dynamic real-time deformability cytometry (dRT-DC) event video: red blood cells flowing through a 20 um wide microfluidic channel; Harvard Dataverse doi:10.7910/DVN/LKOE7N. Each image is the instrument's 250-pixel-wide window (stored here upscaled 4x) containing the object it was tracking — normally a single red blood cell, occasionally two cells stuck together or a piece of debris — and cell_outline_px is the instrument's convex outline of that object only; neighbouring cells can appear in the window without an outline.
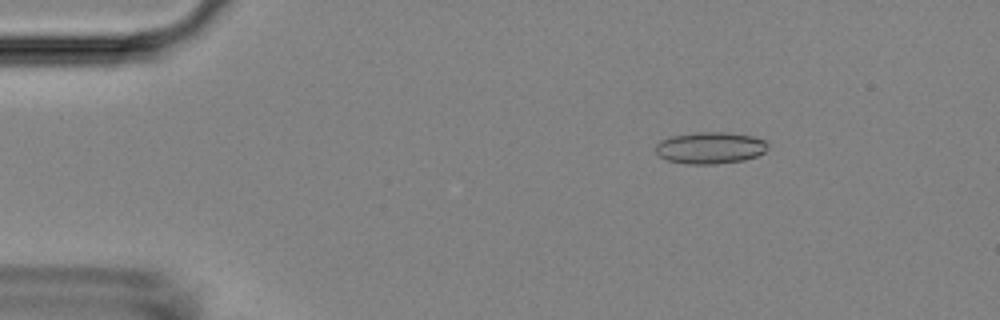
{"species": "Egyptian fruit bat (a non-hibernating species)", "species_latin": "Rousettus aegyptiacus", "temperature_condition": "room temperature", "stored_images_in_passage": 48, "camera_frame_rate_fps": 3000, "um_per_image_px": 0.085, "animal": {"sex": "female"}, "frame": {"image": 1, "passage_image": 3, "time_ms": 0.667, "image_size_px": [1000, 320], "cell_outline_px": [[768, 148], [764, 152], [756, 156], [744, 160], [716, 164], [688, 164], [668, 160], [660, 156], [656, 152], [656, 144], [660, 140], [668, 136], [696, 132], [728, 132], [752, 136], [764, 140], [768, 144]], "centroid_in_image_um": [60.36, 12.56], "position_along_channel_um": 24.6, "area_um2": 20.87}}
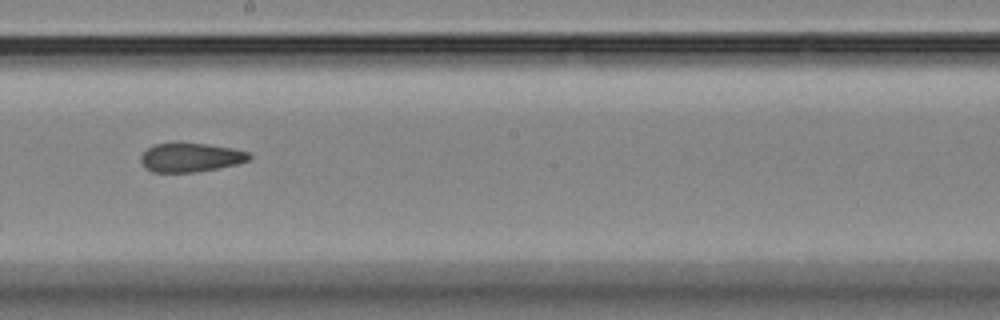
{"frame": {"image": 2, "passage_image": 25, "time_ms": 8.0, "image_size_px": [1000, 320], "cell_outline_px": [[252, 156], [248, 160], [236, 164], [196, 172], [152, 172], [144, 168], [140, 160], [140, 156], [148, 148], [156, 144], [208, 144], [232, 148], [248, 152]], "centroid_in_image_um": [16.18, 13.4], "position_along_channel_um": 232.0, "area_um2": 17.98}}
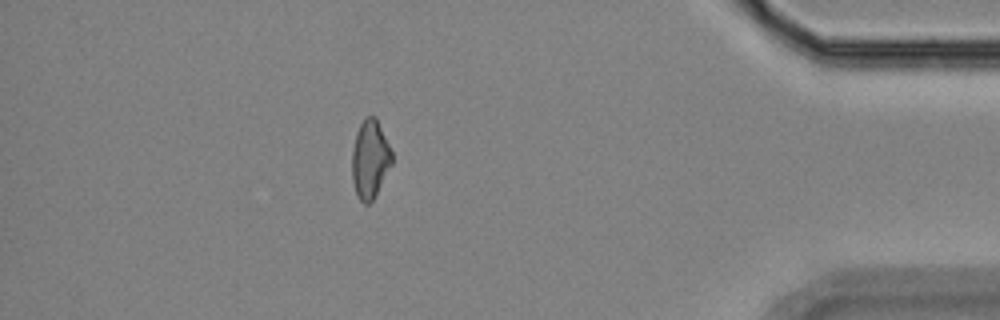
{"frame": {"image": 3, "passage_image": 42, "time_ms": 13.667, "image_size_px": [1000, 320], "cell_outline_px": [[392, 164], [372, 200], [368, 204], [364, 204], [356, 196], [352, 180], [352, 152], [356, 132], [364, 116], [376, 116], [392, 152]], "centroid_in_image_um": [31.44, 13.52], "position_along_channel_um": 403.8, "area_um2": 18.21}, "authors_computed_cell_mechanics": {"area_um2": 19.0451, "velocity_mm_per_s": 3.7582, "shape_relaxation_time_tau1_ms": null, "shape_relaxation_time_tau2_ms": 3.9095, "deformation_change_tau1": null, "deformation_change_tau2": 0.1201}}